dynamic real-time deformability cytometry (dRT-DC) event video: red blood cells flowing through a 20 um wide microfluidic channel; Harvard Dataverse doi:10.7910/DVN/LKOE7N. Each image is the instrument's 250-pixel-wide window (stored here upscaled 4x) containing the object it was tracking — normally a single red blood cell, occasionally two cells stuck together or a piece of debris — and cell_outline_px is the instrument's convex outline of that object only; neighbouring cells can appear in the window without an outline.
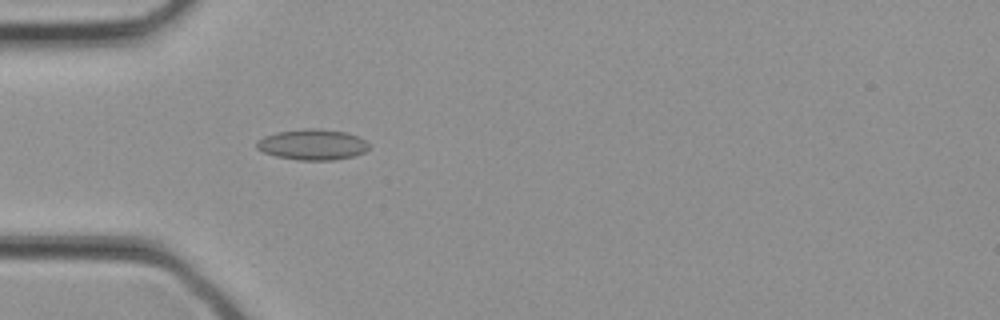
{"species": "common noctule bat (a hibernating species)", "species_latin": "Nyctalus noctula", "temperature_condition": "cold", "stored_images_in_passage": 32, "camera_frame_rate_fps": 3000, "um_per_image_px": 0.085, "animal": {"sex": "female", "body_mass_g": 21.9}, "frame": {"image": 1, "passage_image": 9, "time_ms": 2.667, "image_size_px": [1000, 320], "cell_outline_px": [[368, 148], [364, 152], [352, 156], [336, 160], [296, 160], [276, 156], [264, 152], [256, 148], [256, 144], [264, 136], [276, 132], [304, 128], [316, 128], [348, 132], [364, 140], [368, 144]], "centroid_in_image_um": [26.55, 12.28], "position_along_channel_um": 58.5, "area_um2": 20.06}}
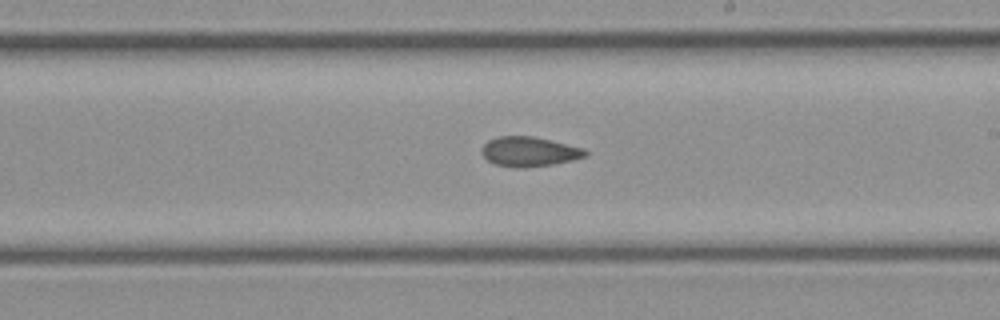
{"frame": {"image": 2, "passage_image": 18, "time_ms": 5.667, "image_size_px": [1000, 320], "cell_outline_px": [[588, 156], [572, 160], [552, 164], [524, 168], [516, 168], [496, 164], [488, 160], [480, 152], [480, 148], [488, 140], [500, 136], [532, 136], [552, 140], [584, 148], [588, 152]], "centroid_in_image_um": [44.99, 12.88], "position_along_channel_um": 244.0, "area_um2": 18.03}}
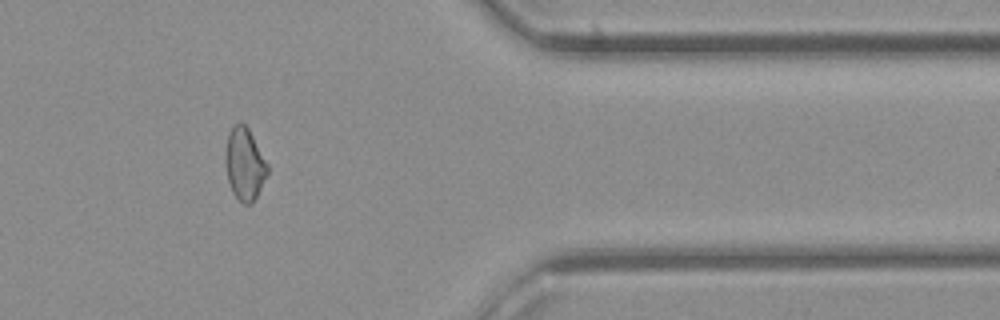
{"frame": {"image": 3, "passage_image": 26, "time_ms": 8.333, "image_size_px": [1000, 320], "cell_outline_px": [[268, 172], [252, 204], [244, 204], [232, 192], [228, 180], [224, 160], [228, 132], [236, 124], [244, 124], [248, 128], [268, 164]], "centroid_in_image_um": [20.78, 13.95], "position_along_channel_um": 390.6, "area_um2": 17.46}}